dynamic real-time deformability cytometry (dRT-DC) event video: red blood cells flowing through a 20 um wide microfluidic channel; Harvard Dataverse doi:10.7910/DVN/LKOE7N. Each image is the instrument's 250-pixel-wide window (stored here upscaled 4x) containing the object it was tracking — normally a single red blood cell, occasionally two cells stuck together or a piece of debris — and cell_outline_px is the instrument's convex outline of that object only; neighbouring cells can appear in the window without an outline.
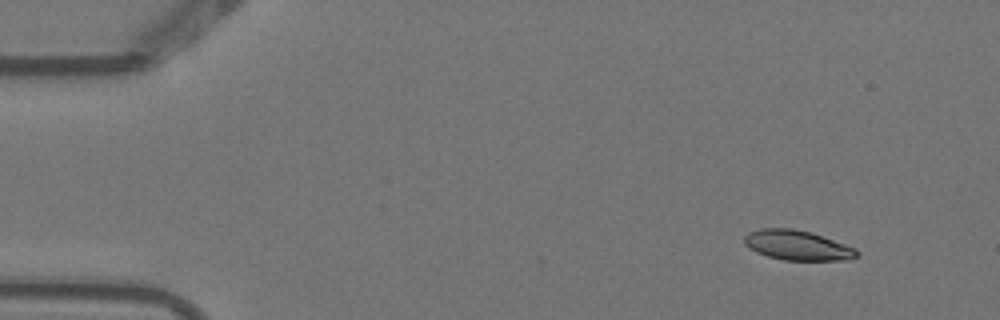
{"species": "Egyptian fruit bat (a non-hibernating species)", "species_latin": "Rousettus aegyptiacus", "temperature_condition": "warm", "stored_images_in_passage": 5, "camera_frame_rate_fps": 3000, "um_per_image_px": 0.085, "animal": {"sex": "female"}, "frame": {"image": 1, "passage_image": 2, "time_ms": 0.333, "image_size_px": [1000, 320], "cell_outline_px": [[860, 256], [848, 260], [784, 260], [768, 256], [756, 252], [748, 248], [744, 244], [744, 236], [748, 232], [760, 228], [792, 228], [812, 232], [856, 248], [860, 252]], "centroid_in_image_um": [67.79, 20.84], "position_along_channel_um": 17.2, "area_um2": 19.83}}